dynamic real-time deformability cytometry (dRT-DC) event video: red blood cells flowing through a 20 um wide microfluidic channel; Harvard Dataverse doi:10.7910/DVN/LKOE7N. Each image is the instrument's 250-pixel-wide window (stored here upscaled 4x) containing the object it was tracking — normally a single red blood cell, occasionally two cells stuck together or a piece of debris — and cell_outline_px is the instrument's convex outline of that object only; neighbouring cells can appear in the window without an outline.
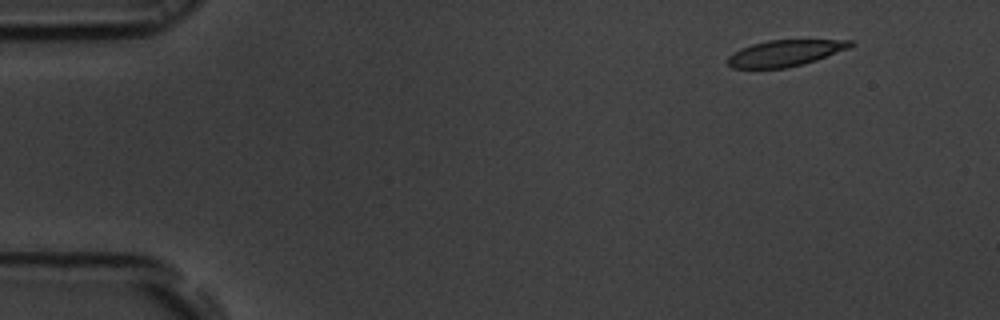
{"species": "common noctule bat (a hibernating species)", "species_latin": "Nyctalus noctula", "temperature_condition": "room temperature", "stored_images_in_passage": 8, "camera_frame_rate_fps": 3000, "um_per_image_px": 0.085, "animal": {"sex": "male", "body_mass_g": 19.5, "forearm_length_mm": 54.6}, "frame": {"image": 1, "passage_image": 1, "time_ms": 0.0, "image_size_px": [1000, 320], "cell_outline_px": [[856, 44], [848, 48], [816, 60], [804, 64], [784, 68], [732, 68], [728, 64], [728, 56], [740, 48], [752, 44], [768, 40], [856, 40]], "centroid_in_image_um": [66.74, 4.51], "position_along_channel_um": 18.3, "area_um2": 18.73}}